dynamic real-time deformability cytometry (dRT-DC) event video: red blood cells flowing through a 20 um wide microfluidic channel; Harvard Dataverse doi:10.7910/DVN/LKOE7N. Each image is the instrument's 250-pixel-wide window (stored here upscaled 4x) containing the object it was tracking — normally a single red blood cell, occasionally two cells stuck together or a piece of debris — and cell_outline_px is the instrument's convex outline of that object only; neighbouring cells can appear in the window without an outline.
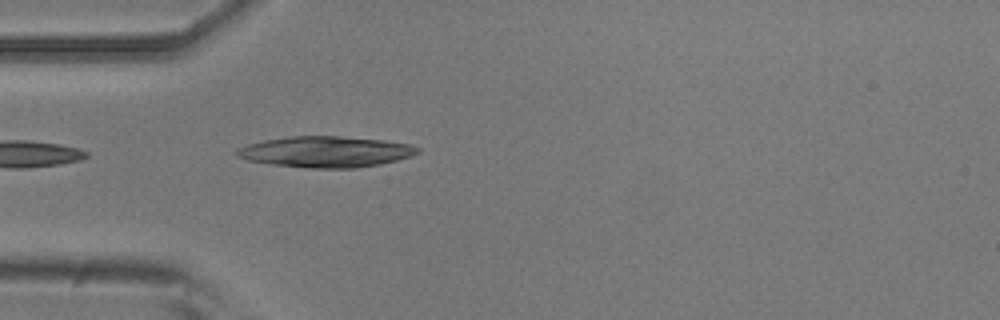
{"species": "common noctule bat (a hibernating species)", "species_latin": "Nyctalus noctula", "temperature_condition": "room temperature", "stored_images_in_passage": 1, "camera_frame_rate_fps": 3000, "um_per_image_px": 0.085, "animal": {"sex": "male", "body_mass_g": 20.5, "forearm_length_mm": 52.5}, "frame": {"image": 1, "passage_image": 1, "time_ms": 0.0, "image_size_px": [1000, 320], "cell_outline_px": [[420, 152], [412, 156], [380, 164], [356, 168], [308, 168], [268, 164], [248, 160], [236, 156], [236, 152], [240, 148], [248, 144], [264, 140], [288, 136], [340, 136], [384, 140], [408, 144], [420, 148]], "centroid_in_image_um": [27.69, 12.9], "position_along_channel_um": 57.3, "area_um2": 32.66}}